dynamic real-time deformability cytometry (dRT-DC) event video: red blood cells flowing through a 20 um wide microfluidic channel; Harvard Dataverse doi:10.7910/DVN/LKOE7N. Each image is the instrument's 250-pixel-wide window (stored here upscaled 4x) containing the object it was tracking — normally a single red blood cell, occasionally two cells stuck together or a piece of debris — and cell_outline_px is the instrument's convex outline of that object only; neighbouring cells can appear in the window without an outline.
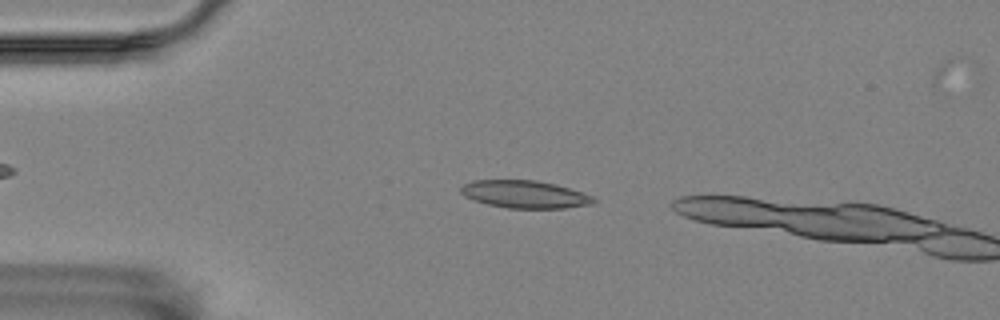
{"species": "Egyptian fruit bat (a non-hibernating species)", "species_latin": "Rousettus aegyptiacus", "temperature_condition": "room temperature", "stored_images_in_passage": 8, "camera_frame_rate_fps": 3000, "um_per_image_px": 0.085, "animal": {"sex": "female"}, "frame": {"image": 1, "passage_image": 5, "time_ms": 1.333, "image_size_px": [1000, 320], "cell_outline_px": [[596, 204], [564, 208], [508, 208], [488, 204], [464, 196], [460, 192], [460, 188], [464, 184], [472, 180], [536, 180], [556, 184], [592, 196], [596, 200]], "centroid_in_image_um": [44.62, 16.51], "position_along_channel_um": 40.4, "area_um2": 21.27}}